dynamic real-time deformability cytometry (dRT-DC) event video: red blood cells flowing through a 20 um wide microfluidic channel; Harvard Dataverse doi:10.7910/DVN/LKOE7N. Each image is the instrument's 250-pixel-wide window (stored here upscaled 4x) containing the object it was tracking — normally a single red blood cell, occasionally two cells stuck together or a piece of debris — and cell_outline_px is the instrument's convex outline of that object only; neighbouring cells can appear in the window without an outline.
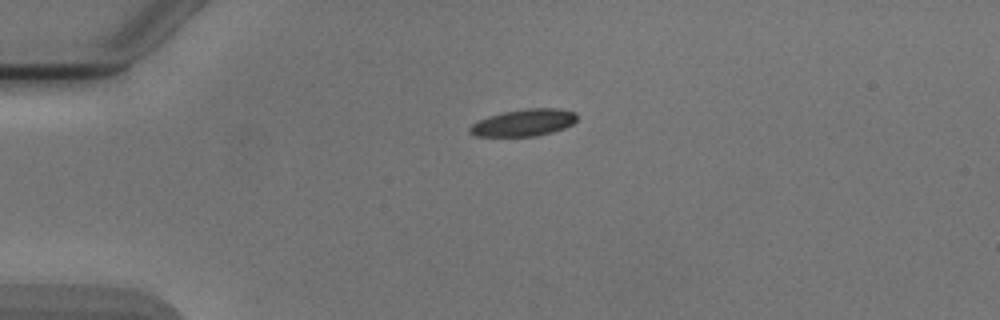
{"species": "Egyptian fruit bat (a non-hibernating species)", "species_latin": "Rousettus aegyptiacus", "temperature_condition": "cold", "stored_images_in_passage": 2, "camera_frame_rate_fps": 3000, "um_per_image_px": 0.085, "animal": {"sex": "male"}, "frame": {"image": 1, "passage_image": 1, "time_ms": 0.0, "image_size_px": [1000, 320], "cell_outline_px": [[576, 120], [572, 124], [564, 128], [552, 132], [536, 136], [472, 136], [468, 132], [468, 128], [472, 124], [488, 116], [504, 112], [524, 108], [556, 108], [576, 112]], "centroid_in_image_um": [44.5, 10.43], "position_along_channel_um": 40.5, "area_um2": 16.88}}